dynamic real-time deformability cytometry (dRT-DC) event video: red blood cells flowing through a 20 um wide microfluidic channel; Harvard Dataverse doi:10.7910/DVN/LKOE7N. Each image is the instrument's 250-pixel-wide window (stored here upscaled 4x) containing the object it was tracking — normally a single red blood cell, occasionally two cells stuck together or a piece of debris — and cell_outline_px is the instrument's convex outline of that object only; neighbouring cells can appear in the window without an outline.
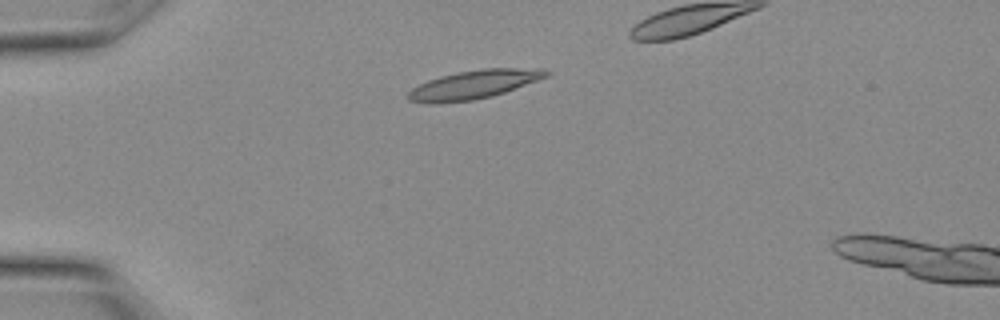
{"species": "Egyptian fruit bat (a non-hibernating species)", "species_latin": "Rousettus aegyptiacus", "temperature_condition": "warm", "stored_images_in_passage": 12, "camera_frame_rate_fps": 3000, "um_per_image_px": 0.085, "animal": {"sex": "female"}, "frame": {"image": 1, "passage_image": 3, "time_ms": 0.667, "image_size_px": [1000, 320], "cell_outline_px": [[552, 72], [548, 76], [504, 92], [492, 96], [472, 100], [432, 104], [428, 104], [408, 100], [408, 92], [412, 88], [428, 80], [440, 76], [456, 72], [484, 68], [544, 68]], "centroid_in_image_um": [40.28, 7.18], "position_along_channel_um": 44.7, "area_um2": 23.06}}
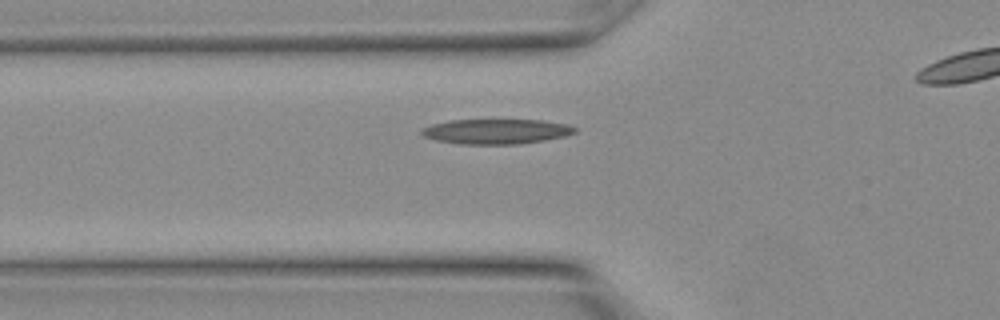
{"frame": {"image": 2, "passage_image": 6, "time_ms": 1.667, "image_size_px": [1000, 320], "cell_outline_px": [[576, 132], [564, 136], [544, 140], [520, 144], [460, 144], [436, 140], [424, 136], [420, 132], [420, 128], [432, 124], [448, 120], [540, 120], [568, 124], [576, 128]], "centroid_in_image_um": [42.15, 11.17], "position_along_channel_um": 83.7, "area_um2": 22.31}}
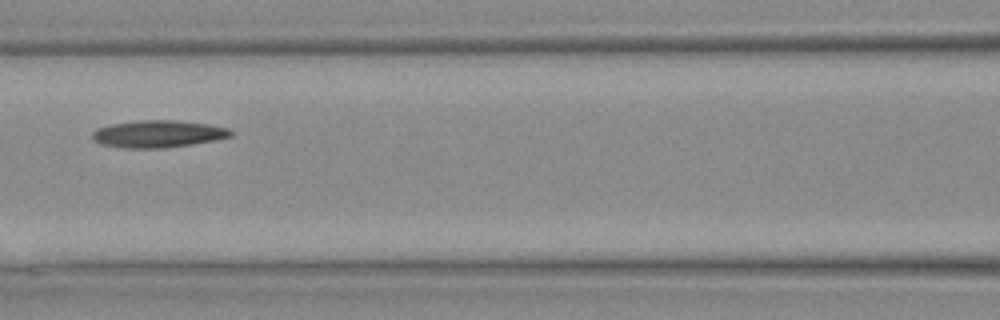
{"frame": {"image": 3, "passage_image": 9, "time_ms": 2.667, "image_size_px": [1000, 320], "cell_outline_px": [[232, 136], [216, 140], [192, 144], [160, 148], [124, 148], [100, 144], [92, 140], [92, 132], [96, 128], [112, 124], [140, 120], [176, 120], [208, 124], [228, 128], [232, 132]], "centroid_in_image_um": [13.41, 11.38], "position_along_channel_um": 153.2, "area_um2": 21.96}}